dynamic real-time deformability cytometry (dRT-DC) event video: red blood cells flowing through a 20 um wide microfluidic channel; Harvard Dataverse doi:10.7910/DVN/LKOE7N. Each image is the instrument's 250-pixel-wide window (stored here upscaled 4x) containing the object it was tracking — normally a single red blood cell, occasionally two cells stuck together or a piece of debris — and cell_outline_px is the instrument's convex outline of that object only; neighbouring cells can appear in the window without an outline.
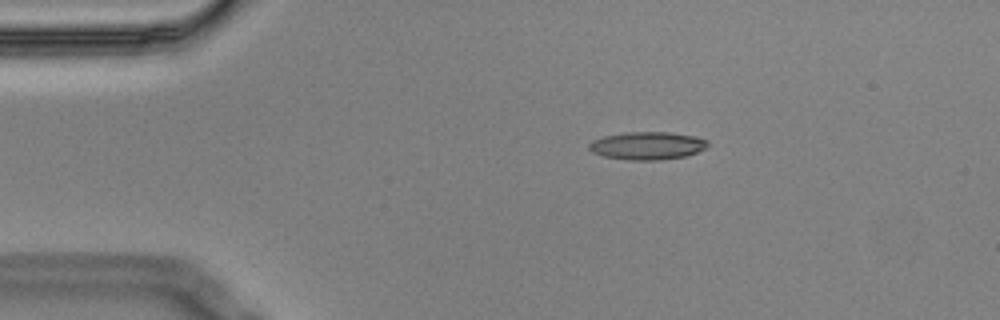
{"species": "Egyptian fruit bat (a non-hibernating species)", "species_latin": "Rousettus aegyptiacus", "temperature_condition": "cold", "stored_images_in_passage": 10, "camera_frame_rate_fps": 3000, "um_per_image_px": 0.085, "animal": {"sex": "male"}, "frame": {"image": 1, "passage_image": 2, "time_ms": 0.333, "image_size_px": [1000, 320], "cell_outline_px": [[708, 144], [704, 148], [696, 152], [684, 156], [660, 160], [628, 160], [604, 156], [592, 152], [588, 148], [588, 144], [592, 140], [604, 136], [628, 132], [668, 132], [696, 136], [708, 140]], "centroid_in_image_um": [55.0, 12.38], "position_along_channel_um": 30.0, "area_um2": 19.19}}
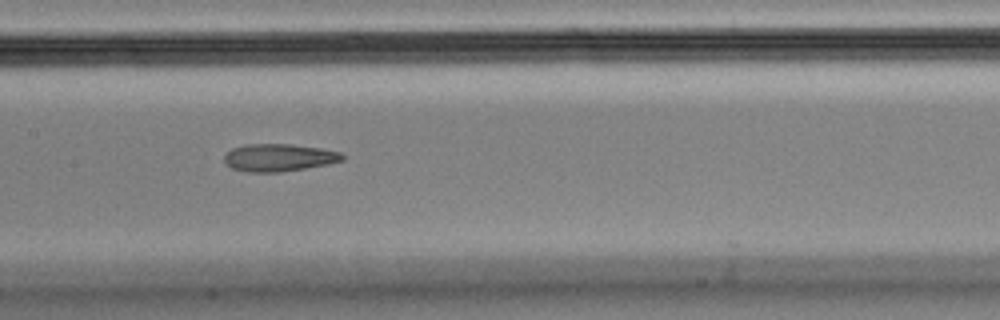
{"frame": {"image": 2, "passage_image": 7, "time_ms": 2.0, "image_size_px": [1000, 320], "cell_outline_px": [[344, 160], [328, 164], [280, 172], [248, 172], [232, 168], [224, 160], [224, 156], [232, 148], [248, 144], [292, 144], [320, 148], [340, 152], [344, 156]], "centroid_in_image_um": [23.71, 13.39], "position_along_channel_um": 183.7, "area_um2": 18.79}}
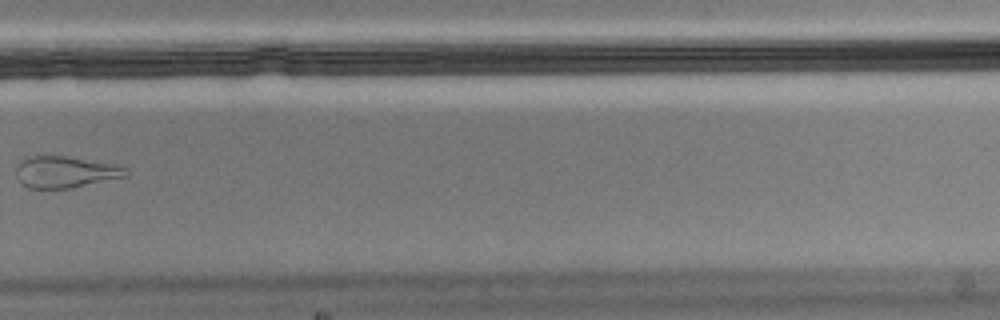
{"frame": {"image": 3, "passage_image": 10, "time_ms": 3.0, "image_size_px": [1000, 320], "cell_outline_px": [[128, 176], [68, 188], [28, 188], [20, 184], [16, 176], [16, 168], [20, 160], [24, 156], [64, 156], [116, 164], [128, 168]], "centroid_in_image_um": [5.52, 14.61], "position_along_channel_um": 324.3, "area_um2": 20.29}}